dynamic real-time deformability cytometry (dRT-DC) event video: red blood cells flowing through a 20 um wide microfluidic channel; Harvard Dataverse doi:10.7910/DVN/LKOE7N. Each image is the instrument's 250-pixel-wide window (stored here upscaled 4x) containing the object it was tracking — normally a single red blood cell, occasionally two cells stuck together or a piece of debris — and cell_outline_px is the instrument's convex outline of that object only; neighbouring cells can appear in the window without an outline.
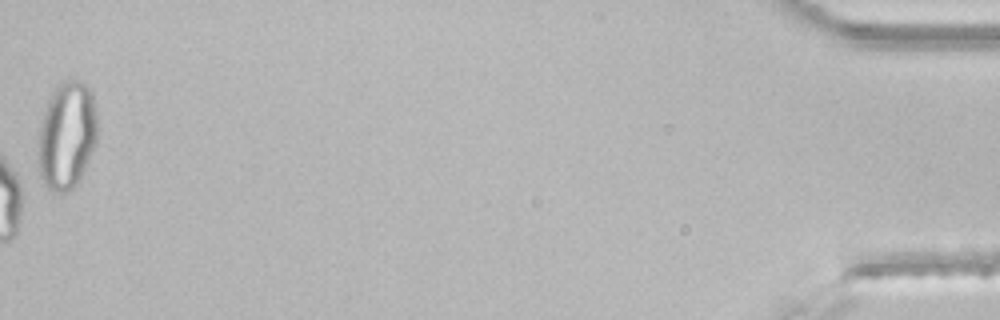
{"species": "common noctule bat (a hibernating species)", "species_latin": "Nyctalus noctula", "temperature_condition": "room temperature", "stored_images_in_passage": 46, "camera_frame_rate_fps": 3000, "um_per_image_px": 0.085, "animal": {"sex": "male", "body_mass_g": 21.5, "forearm_length_mm": 52.0}, "frame": {"image": 1, "passage_image": 46, "time_ms": 15.0, "image_size_px": [1000, 320], "cell_outline_px": [[96, 140], [84, 168], [76, 184], [72, 188], [60, 196], [52, 192], [44, 184], [40, 176], [36, 152], [40, 128], [44, 112], [48, 100], [56, 88], [64, 80], [80, 80], [88, 84], [92, 92], [96, 116]], "centroid_in_image_um": [5.65, 11.54], "position_along_channel_um": 429.6, "area_um2": 37.17}}